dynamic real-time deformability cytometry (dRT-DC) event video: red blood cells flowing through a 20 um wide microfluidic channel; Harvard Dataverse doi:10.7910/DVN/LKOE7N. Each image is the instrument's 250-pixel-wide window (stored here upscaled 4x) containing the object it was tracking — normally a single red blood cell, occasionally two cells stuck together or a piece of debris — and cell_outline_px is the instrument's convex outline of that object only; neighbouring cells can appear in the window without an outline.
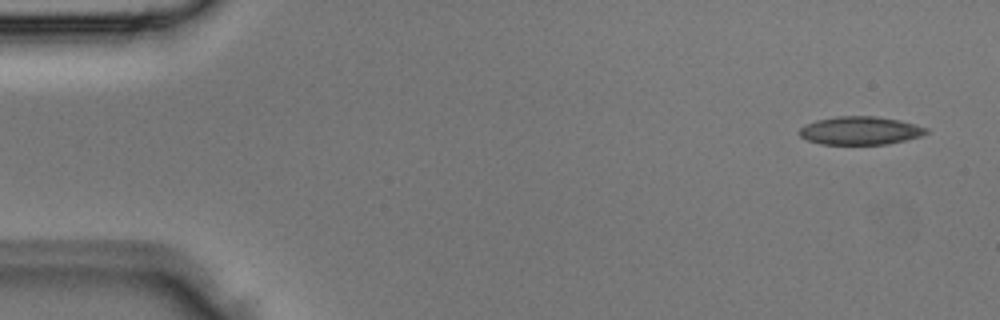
{"species": "Egyptian fruit bat (a non-hibernating species)", "species_latin": "Rousettus aegyptiacus", "temperature_condition": "room temperature", "stored_images_in_passage": 3, "camera_frame_rate_fps": 3000, "um_per_image_px": 0.085, "animal": {"sex": "male"}, "frame": {"image": 1, "passage_image": 1, "time_ms": 0.0, "image_size_px": [1000, 320], "cell_outline_px": [[928, 132], [920, 136], [888, 144], [820, 144], [808, 140], [800, 136], [796, 132], [804, 124], [816, 120], [836, 116], [876, 116], [900, 120], [916, 124], [928, 128]], "centroid_in_image_um": [73.09, 11.09], "position_along_channel_um": 11.9, "area_um2": 20.98}}